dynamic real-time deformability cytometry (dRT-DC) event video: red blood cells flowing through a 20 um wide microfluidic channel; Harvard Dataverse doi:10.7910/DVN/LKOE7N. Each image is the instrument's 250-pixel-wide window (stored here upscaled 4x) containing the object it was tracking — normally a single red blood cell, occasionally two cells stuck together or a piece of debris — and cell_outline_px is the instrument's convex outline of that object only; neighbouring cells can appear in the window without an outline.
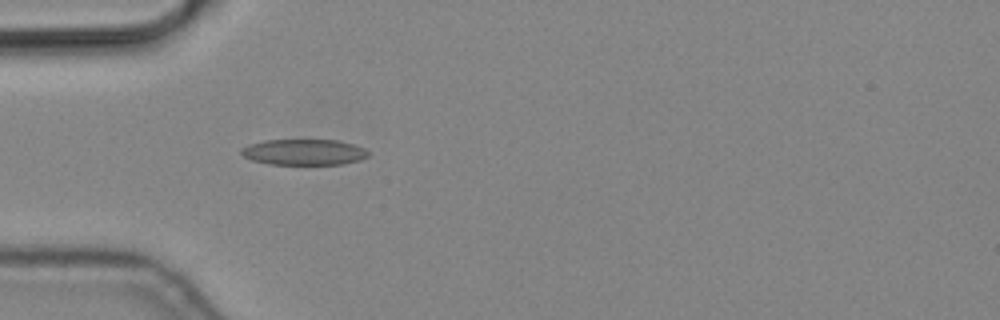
{"species": "common noctule bat (a hibernating species)", "species_latin": "Nyctalus noctula", "temperature_condition": "cold", "stored_images_in_passage": 1, "camera_frame_rate_fps": 3000, "um_per_image_px": 0.085, "animal": {"sex": "male", "body_mass_g": 19.2, "forearm_length_mm": 51.8}, "frame": {"image": 1, "passage_image": 1, "time_ms": 0.0, "image_size_px": [1000, 320], "cell_outline_px": [[368, 156], [360, 160], [344, 164], [268, 164], [252, 160], [244, 156], [240, 152], [240, 148], [248, 144], [264, 140], [336, 140], [352, 144], [364, 148], [368, 152]], "centroid_in_image_um": [25.8, 12.93], "position_along_channel_um": 59.2, "area_um2": 19.13}}